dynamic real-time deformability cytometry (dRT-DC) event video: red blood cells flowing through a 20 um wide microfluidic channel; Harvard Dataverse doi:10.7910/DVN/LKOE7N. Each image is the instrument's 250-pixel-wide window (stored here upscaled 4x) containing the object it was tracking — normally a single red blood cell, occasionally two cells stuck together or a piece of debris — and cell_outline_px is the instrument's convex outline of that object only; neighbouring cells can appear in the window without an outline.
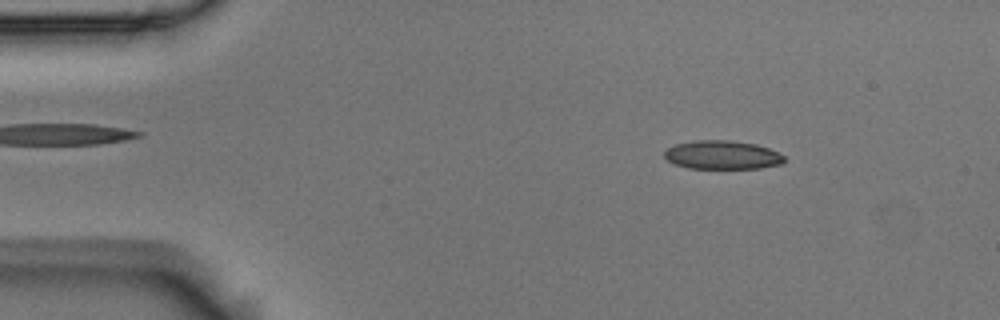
{"species": "Egyptian fruit bat (a non-hibernating species)", "species_latin": "Rousettus aegyptiacus", "temperature_condition": "room temperature", "stored_images_in_passage": 53, "camera_frame_rate_fps": 3000, "um_per_image_px": 0.085, "animal": {"sex": "male"}, "frame": {"image": 1, "passage_image": 4, "time_ms": 1.0, "image_size_px": [1000, 320], "cell_outline_px": [[784, 164], [760, 168], [688, 168], [676, 164], [668, 160], [664, 156], [664, 152], [668, 148], [676, 144], [696, 140], [732, 140], [756, 144], [768, 148], [784, 156]], "centroid_in_image_um": [61.41, 13.17], "position_along_channel_um": 23.6, "area_um2": 19.94}}
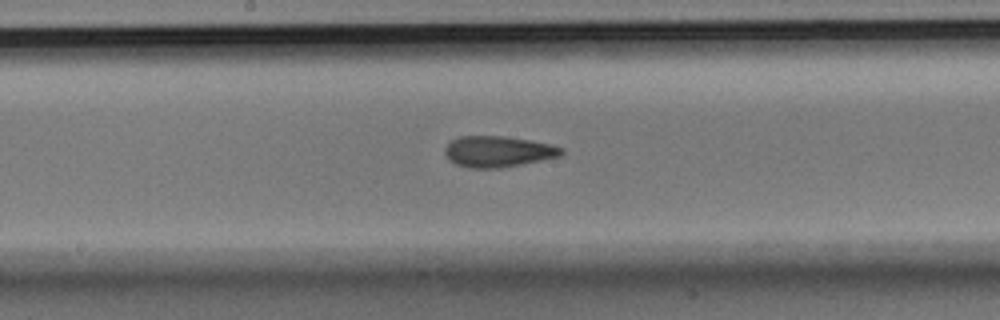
{"frame": {"image": 2, "passage_image": 25, "time_ms": 8.0, "image_size_px": [1000, 320], "cell_outline_px": [[564, 152], [560, 156], [500, 168], [468, 168], [456, 164], [448, 160], [444, 152], [444, 148], [452, 140], [460, 136], [500, 136], [532, 140], [552, 144], [564, 148]], "centroid_in_image_um": [42.32, 12.88], "position_along_channel_um": 205.9, "area_um2": 21.1}}
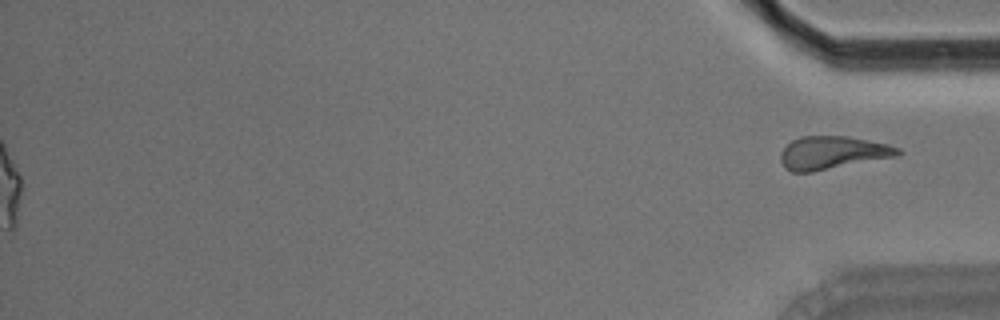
{"frame": {"image": 3, "passage_image": 53, "time_ms": 17.333, "image_size_px": [1000, 320], "cell_outline_px": [[904, 152], [900, 156], [812, 172], [792, 172], [784, 168], [780, 160], [780, 152], [792, 140], [800, 136], [848, 136], [888, 144], [900, 148]], "centroid_in_image_um": [70.79, 12.99], "position_along_channel_um": 364.4, "area_um2": 22.89}, "authors_computed_cell_mechanics": {"area_um2": 20.6346, "velocity_mm_per_s": 3.5982, "shape_relaxation_time_tau1_ms": null, "shape_relaxation_time_tau2_ms": 3.6631, "deformation_change_tau1": null, "deformation_change_tau2": 0.1255}}